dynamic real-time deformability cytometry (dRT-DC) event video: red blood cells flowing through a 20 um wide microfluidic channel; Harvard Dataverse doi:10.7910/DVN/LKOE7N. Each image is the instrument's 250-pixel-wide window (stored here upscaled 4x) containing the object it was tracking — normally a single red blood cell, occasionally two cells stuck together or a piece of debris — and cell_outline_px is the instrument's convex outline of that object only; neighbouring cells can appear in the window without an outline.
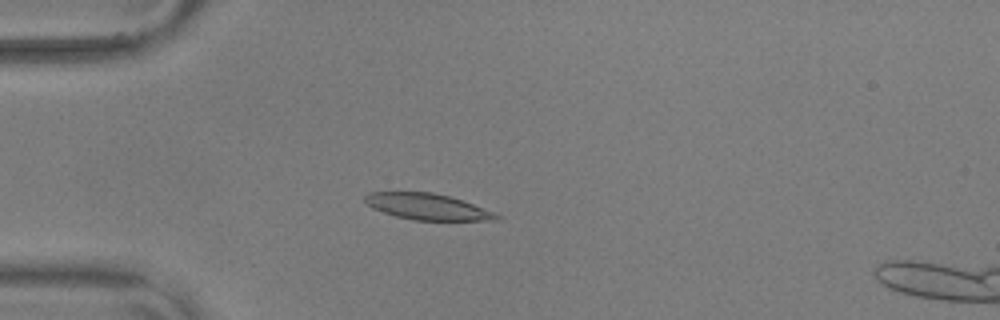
{"species": "common noctule bat (a hibernating species)", "species_latin": "Nyctalus noctula", "temperature_condition": "warm", "stored_images_in_passage": 45, "camera_frame_rate_fps": 3000, "um_per_image_px": 0.085, "animal": {"sex": "male", "body_mass_g": 17.9, "forearm_length_mm": 54.2}, "frame": {"image": 1, "passage_image": 5, "time_ms": 1.333, "image_size_px": [1000, 320], "cell_outline_px": [[500, 220], [412, 220], [396, 216], [372, 208], [364, 200], [364, 196], [368, 192], [432, 192], [448, 196], [472, 204], [492, 212], [500, 216]], "centroid_in_image_um": [36.27, 17.56], "position_along_channel_um": 48.7, "area_um2": 19.71}}
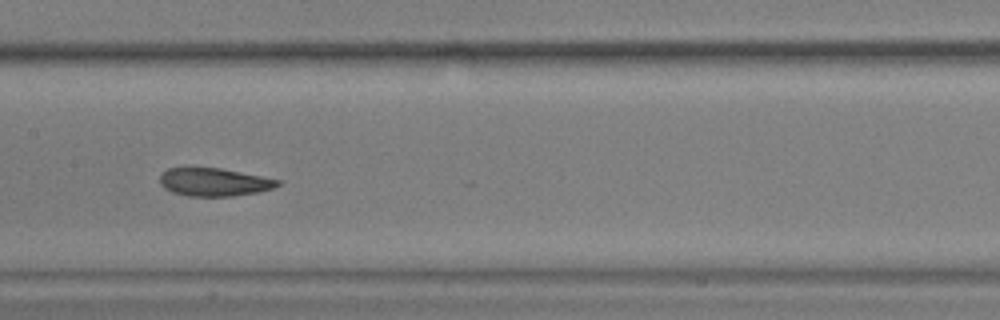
{"frame": {"image": 2, "passage_image": 18, "time_ms": 5.667, "image_size_px": [1000, 320], "cell_outline_px": [[280, 184], [272, 188], [256, 192], [232, 196], [188, 196], [172, 192], [164, 188], [160, 184], [160, 176], [168, 168], [220, 168], [280, 180]], "centroid_in_image_um": [18.17, 15.48], "position_along_channel_um": 189.2, "area_um2": 18.96}}
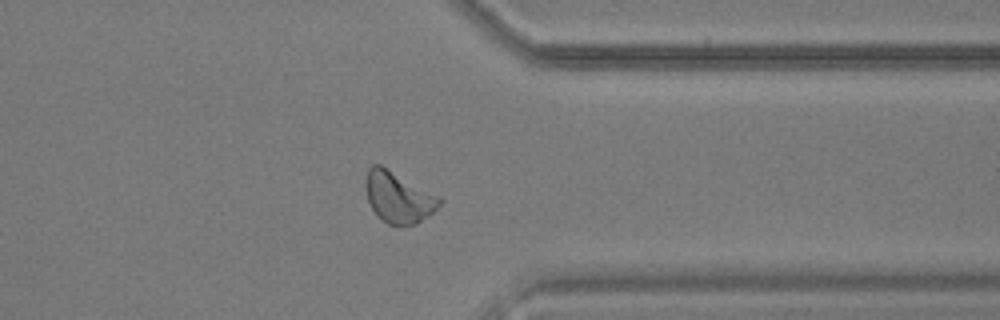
{"frame": {"image": 3, "passage_image": 34, "time_ms": 11.0, "image_size_px": [1000, 320], "cell_outline_px": [[440, 204], [428, 216], [416, 224], [400, 228], [388, 224], [376, 216], [368, 200], [364, 188], [364, 180], [368, 168], [372, 164], [380, 164], [440, 196]], "centroid_in_image_um": [33.82, 16.78], "position_along_channel_um": 377.6, "area_um2": 22.37}, "authors_computed_cell_mechanics": {"area_um2": 20.4612, "velocity_mm_per_s": 3.6098, "shape_relaxation_time_tau1_ms": 4.6605, "shape_relaxation_time_tau2_ms": 3.674, "deformation_change_tau1": 0.1703, "deformation_change_tau2": 0.125}}